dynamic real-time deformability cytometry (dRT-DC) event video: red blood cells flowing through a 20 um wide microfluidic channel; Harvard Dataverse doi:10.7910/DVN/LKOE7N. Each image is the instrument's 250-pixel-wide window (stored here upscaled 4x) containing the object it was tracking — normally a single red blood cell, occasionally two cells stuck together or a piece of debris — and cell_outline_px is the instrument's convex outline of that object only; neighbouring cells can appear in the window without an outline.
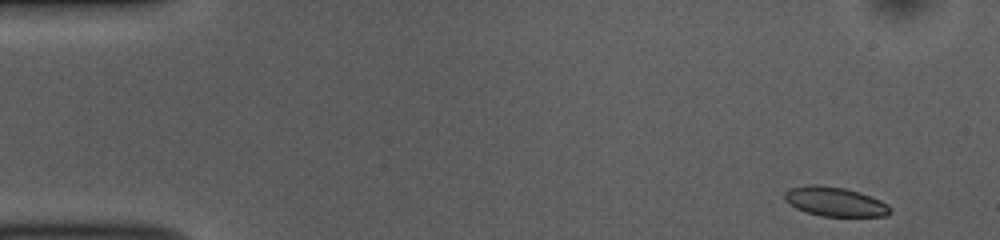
{"species": "common noctule bat (a hibernating species)", "species_latin": "Nyctalus noctula", "temperature_condition": "room temperature", "stored_images_in_passage": 42, "camera_frame_rate_fps": 3000, "um_per_image_px": 0.085, "animal": {"sex": "female", "body_mass_g": 10.0, "forearm_length_mm": 53.1}, "frame": {"image": 1, "passage_image": 1, "time_ms": 0.0, "image_size_px": [1000, 240], "cell_outline_px": [[892, 212], [884, 216], [820, 216], [796, 208], [784, 200], [784, 192], [788, 188], [808, 184], [816, 184], [844, 188], [860, 192], [880, 200], [888, 204], [892, 208]], "centroid_in_image_um": [70.96, 17.13], "position_along_channel_um": 14.0, "area_um2": 18.15}}
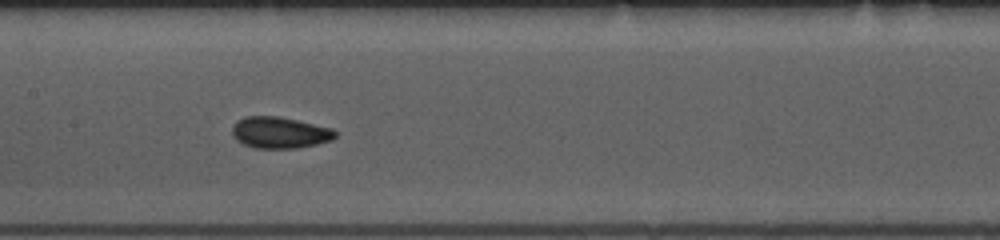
{"frame": {"image": 2, "passage_image": 23, "time_ms": 7.333, "image_size_px": [1000, 240], "cell_outline_px": [[336, 136], [332, 140], [316, 144], [296, 148], [256, 148], [244, 144], [236, 140], [232, 136], [232, 128], [236, 120], [244, 116], [280, 116], [332, 128], [336, 132]], "centroid_in_image_um": [23.75, 11.26], "position_along_channel_um": 183.6, "area_um2": 18.96}}
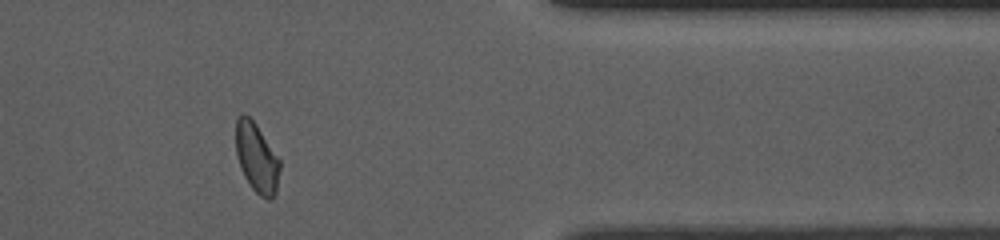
{"frame": {"image": 3, "passage_image": 41, "time_ms": 13.333, "image_size_px": [1000, 240], "cell_outline_px": [[280, 168], [276, 192], [272, 200], [268, 200], [260, 196], [252, 188], [244, 176], [240, 168], [236, 156], [236, 120], [244, 112], [256, 124], [280, 160]], "centroid_in_image_um": [21.82, 13.44], "position_along_channel_um": 389.6, "area_um2": 17.8}, "authors_computed_cell_mechanics": {"area_um2": 18.3804, "velocity_mm_per_s": 3.7813, "shape_relaxation_time_tau1_ms": 2.4986, "shape_relaxation_time_tau2_ms": 1.384, "deformation_change_tau1": 0.0665, "deformation_change_tau2": 0.0459}}